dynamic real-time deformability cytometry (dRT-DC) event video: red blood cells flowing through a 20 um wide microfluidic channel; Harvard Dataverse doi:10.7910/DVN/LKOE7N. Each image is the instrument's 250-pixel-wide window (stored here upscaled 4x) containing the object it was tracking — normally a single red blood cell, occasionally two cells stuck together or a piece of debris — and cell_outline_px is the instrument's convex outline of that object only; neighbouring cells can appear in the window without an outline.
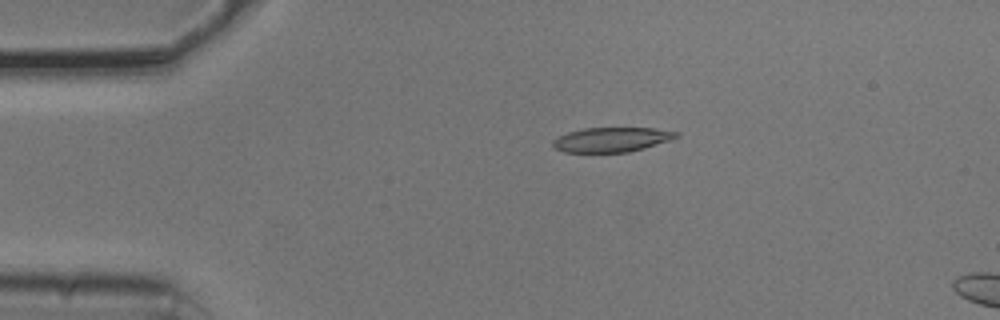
{"species": "common noctule bat (a hibernating species)", "species_latin": "Nyctalus noctula", "temperature_condition": "cold", "stored_images_in_passage": 15, "camera_frame_rate_fps": 3000, "um_per_image_px": 0.085, "animal": {"sex": "male", "body_mass_g": 20.5, "forearm_length_mm": 52.5}, "frame": {"image": 1, "passage_image": 11, "time_ms": 3.333, "image_size_px": [1000, 320], "cell_outline_px": [[680, 136], [644, 148], [628, 152], [564, 152], [552, 148], [552, 140], [568, 132], [584, 128], [652, 128], [680, 132]], "centroid_in_image_um": [51.96, 11.87], "position_along_channel_um": 33.0, "area_um2": 17.63}}